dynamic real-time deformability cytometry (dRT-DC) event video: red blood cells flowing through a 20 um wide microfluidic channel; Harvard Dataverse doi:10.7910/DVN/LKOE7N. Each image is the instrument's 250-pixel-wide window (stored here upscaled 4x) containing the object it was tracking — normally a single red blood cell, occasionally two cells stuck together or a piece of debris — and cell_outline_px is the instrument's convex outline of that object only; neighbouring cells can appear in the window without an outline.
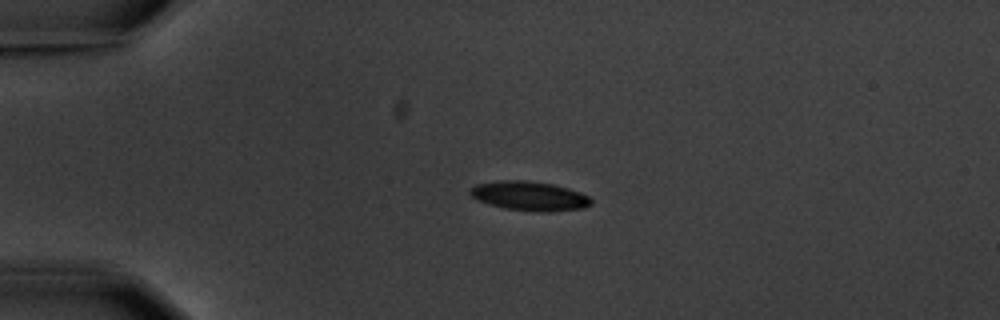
{"species": "common noctule bat (a hibernating species)", "species_latin": "Nyctalus noctula", "temperature_condition": "warm", "stored_images_in_passage": 4, "camera_frame_rate_fps": 3000, "um_per_image_px": 0.085, "animal": {"sex": "male", "body_mass_g": 20.1, "forearm_length_mm": 53.5}, "frame": {"image": 1, "passage_image": 3, "time_ms": 2.667, "image_size_px": [1000, 320], "cell_outline_px": [[592, 204], [584, 208], [548, 212], [540, 212], [504, 208], [488, 204], [476, 200], [468, 192], [468, 188], [476, 184], [500, 180], [528, 180], [552, 184], [568, 188], [580, 192], [588, 196], [592, 200]], "centroid_in_image_um": [44.98, 16.65], "position_along_channel_um": 40.0, "area_um2": 20.87}}